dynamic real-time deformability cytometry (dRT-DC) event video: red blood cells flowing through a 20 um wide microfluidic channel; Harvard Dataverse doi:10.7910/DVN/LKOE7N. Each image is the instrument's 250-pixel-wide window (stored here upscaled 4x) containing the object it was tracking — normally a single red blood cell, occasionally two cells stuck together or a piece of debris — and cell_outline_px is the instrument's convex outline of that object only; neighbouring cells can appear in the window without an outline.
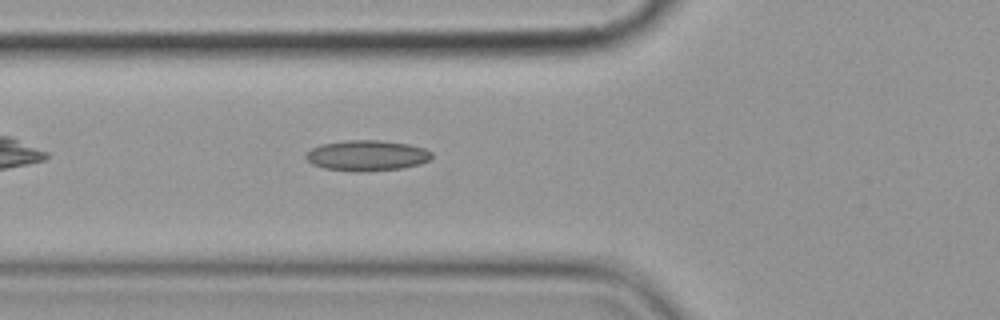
{"species": "common noctule bat (a hibernating species)", "species_latin": "Nyctalus noctula", "temperature_condition": "cold", "stored_images_in_passage": 2, "camera_frame_rate_fps": 3000, "um_per_image_px": 0.085, "animal": {"sex": "female", "body_mass_g": 19.9}, "frame": {"image": 1, "passage_image": 2, "time_ms": 1.0, "image_size_px": [1000, 320], "cell_outline_px": [[432, 156], [428, 160], [420, 164], [404, 168], [356, 172], [324, 168], [312, 164], [304, 156], [304, 152], [320, 144], [344, 140], [380, 140], [408, 144], [424, 148], [432, 152]], "centroid_in_image_um": [31.16, 13.21], "position_along_channel_um": 94.6, "area_um2": 22.6}}